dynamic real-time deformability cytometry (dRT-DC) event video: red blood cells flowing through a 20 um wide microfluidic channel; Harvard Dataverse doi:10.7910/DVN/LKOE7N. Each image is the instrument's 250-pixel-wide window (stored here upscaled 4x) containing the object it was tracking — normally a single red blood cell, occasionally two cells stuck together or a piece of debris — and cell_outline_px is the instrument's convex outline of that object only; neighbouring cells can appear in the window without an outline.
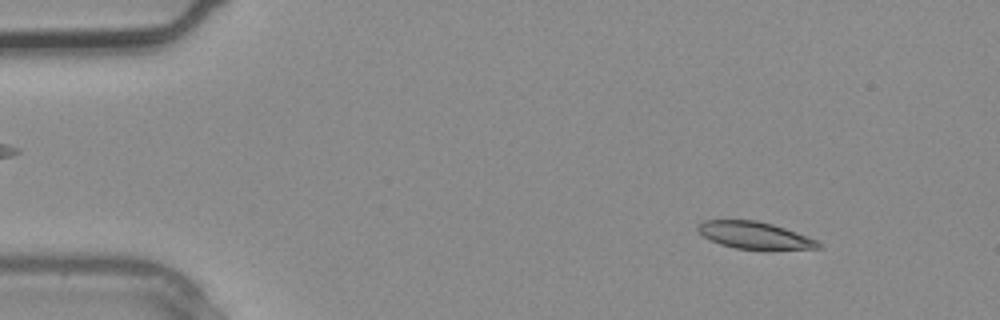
{"species": "common noctule bat (a hibernating species)", "species_latin": "Nyctalus noctula", "temperature_condition": "warm", "stored_images_in_passage": 2, "camera_frame_rate_fps": 3000, "um_per_image_px": 0.085, "animal": {"sex": "male", "body_mass_g": 20.4}, "frame": {"image": 1, "passage_image": 2, "time_ms": 0.333, "image_size_px": [1000, 320], "cell_outline_px": [[824, 248], [736, 248], [720, 244], [704, 236], [696, 228], [704, 220], [756, 220], [772, 224], [808, 236], [824, 244]], "centroid_in_image_um": [64.16, 19.98], "position_along_channel_um": 20.8, "area_um2": 18.44}}